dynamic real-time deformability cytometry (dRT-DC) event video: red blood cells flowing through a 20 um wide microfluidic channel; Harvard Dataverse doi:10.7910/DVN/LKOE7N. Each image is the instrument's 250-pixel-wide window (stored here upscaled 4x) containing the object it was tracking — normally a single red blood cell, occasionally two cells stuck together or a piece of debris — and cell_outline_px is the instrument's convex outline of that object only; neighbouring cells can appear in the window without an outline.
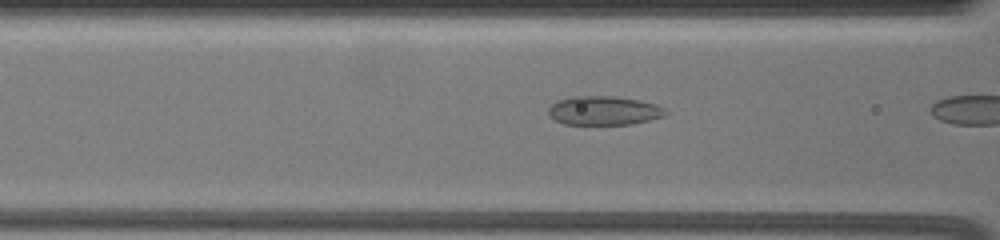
{"species": "common noctule bat (a hibernating species)", "species_latin": "Nyctalus noctula", "temperature_condition": "warm", "stored_images_in_passage": 8, "camera_frame_rate_fps": 3000, "um_per_image_px": 0.085, "animal": {"sex": "female", "body_mass_g": 19.5, "forearm_length_mm": 54.1}, "frame": {"image": 1, "passage_image": 7, "time_ms": 2.0, "image_size_px": [1000, 240], "cell_outline_px": [[668, 112], [664, 116], [632, 124], [564, 124], [556, 120], [548, 112], [548, 108], [556, 100], [572, 96], [612, 96], [640, 100], [656, 104], [664, 108]], "centroid_in_image_um": [51.33, 9.39], "position_along_channel_um": 115.3, "area_um2": 19.71}}